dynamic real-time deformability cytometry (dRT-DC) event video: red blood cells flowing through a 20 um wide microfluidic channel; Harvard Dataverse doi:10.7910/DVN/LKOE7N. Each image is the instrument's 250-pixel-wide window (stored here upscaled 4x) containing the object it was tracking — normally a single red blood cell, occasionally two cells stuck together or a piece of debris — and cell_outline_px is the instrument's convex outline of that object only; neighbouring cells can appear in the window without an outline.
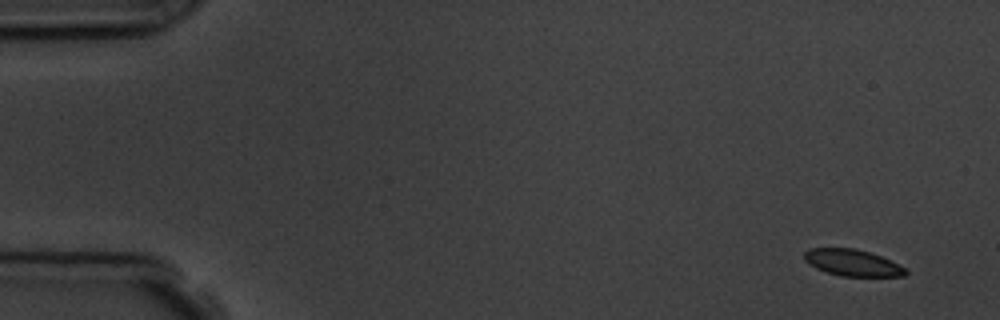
{"species": "common noctule bat (a hibernating species)", "species_latin": "Nyctalus noctula", "temperature_condition": "room temperature", "stored_images_in_passage": 7, "camera_frame_rate_fps": 3000, "um_per_image_px": 0.085, "animal": {"sex": "male", "body_mass_g": 19.5, "forearm_length_mm": 54.6}, "frame": {"image": 1, "passage_image": 1, "time_ms": 0.0, "image_size_px": [1000, 320], "cell_outline_px": [[908, 272], [904, 276], [840, 276], [816, 268], [808, 264], [804, 260], [804, 252], [808, 248], [856, 248], [880, 256], [904, 268]], "centroid_in_image_um": [72.4, 22.32], "position_along_channel_um": 12.6, "area_um2": 15.49}}
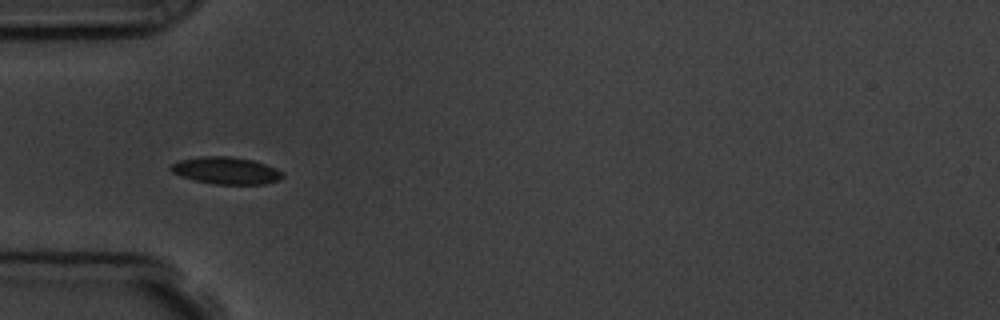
{"frame": {"image": 2, "passage_image": 5, "time_ms": 4.667, "image_size_px": [1000, 320], "cell_outline_px": [[284, 176], [280, 180], [264, 184], [216, 184], [192, 180], [180, 176], [172, 172], [168, 168], [172, 164], [180, 160], [200, 156], [228, 156], [252, 160], [276, 168], [284, 172]], "centroid_in_image_um": [19.21, 14.5], "position_along_channel_um": 65.8, "area_um2": 17.74}}